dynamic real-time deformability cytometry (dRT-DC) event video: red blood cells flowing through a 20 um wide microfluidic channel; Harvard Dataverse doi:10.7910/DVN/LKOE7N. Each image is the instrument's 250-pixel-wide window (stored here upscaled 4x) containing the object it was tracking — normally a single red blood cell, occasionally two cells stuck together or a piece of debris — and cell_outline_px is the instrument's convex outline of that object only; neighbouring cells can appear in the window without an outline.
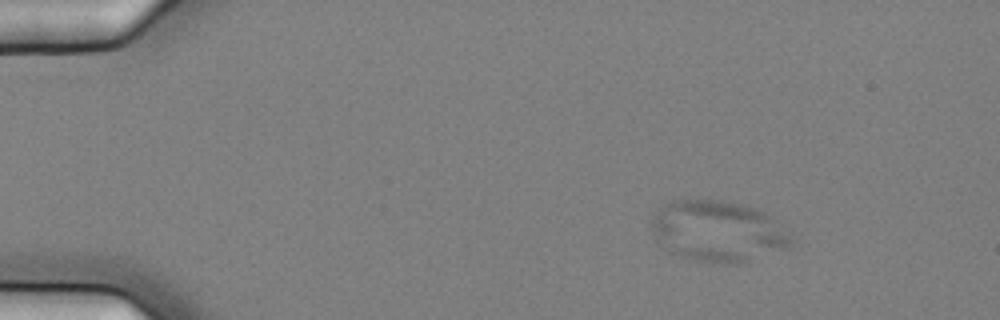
{"species": "common noctule bat (a hibernating species)", "species_latin": "Nyctalus noctula", "temperature_condition": "cold", "stored_images_in_passage": 5, "camera_frame_rate_fps": 3000, "um_per_image_px": 0.085, "animal": {"sex": "female", "body_mass_g": 25.1}, "frame": {"image": 1, "passage_image": 3, "time_ms": 0.667, "image_size_px": [1000, 320], "cell_outline_px": [[792, 244], [784, 248], [736, 264], [720, 264], [696, 260], [680, 256], [668, 252], [652, 228], [652, 220], [660, 208], [664, 204], [672, 200], [724, 200], [740, 204], [764, 212], [792, 236]], "centroid_in_image_um": [61.01, 19.65], "position_along_channel_um": 24.0, "area_um2": 48.67}}